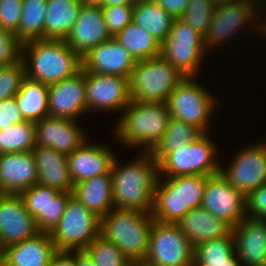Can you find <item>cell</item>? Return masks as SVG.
Masks as SVG:
<instances>
[{"label":"cell","mask_w":266,"mask_h":266,"mask_svg":"<svg viewBox=\"0 0 266 266\" xmlns=\"http://www.w3.org/2000/svg\"><path fill=\"white\" fill-rule=\"evenodd\" d=\"M116 159L111 168L114 208L151 212L159 176L153 154L144 152L122 167Z\"/></svg>","instance_id":"obj_1"},{"label":"cell","mask_w":266,"mask_h":266,"mask_svg":"<svg viewBox=\"0 0 266 266\" xmlns=\"http://www.w3.org/2000/svg\"><path fill=\"white\" fill-rule=\"evenodd\" d=\"M22 61L27 78L47 85L72 77L83 68L82 57L65 40L26 41L22 45Z\"/></svg>","instance_id":"obj_2"},{"label":"cell","mask_w":266,"mask_h":266,"mask_svg":"<svg viewBox=\"0 0 266 266\" xmlns=\"http://www.w3.org/2000/svg\"><path fill=\"white\" fill-rule=\"evenodd\" d=\"M123 111L115 124V138L129 147L141 146L152 152L162 140L171 118L166 102L132 100Z\"/></svg>","instance_id":"obj_3"},{"label":"cell","mask_w":266,"mask_h":266,"mask_svg":"<svg viewBox=\"0 0 266 266\" xmlns=\"http://www.w3.org/2000/svg\"><path fill=\"white\" fill-rule=\"evenodd\" d=\"M158 176L154 190L152 217L164 223H177L192 208L201 207L208 176Z\"/></svg>","instance_id":"obj_4"},{"label":"cell","mask_w":266,"mask_h":266,"mask_svg":"<svg viewBox=\"0 0 266 266\" xmlns=\"http://www.w3.org/2000/svg\"><path fill=\"white\" fill-rule=\"evenodd\" d=\"M153 221L151 212L112 208L101 218L100 235L117 245L130 261H143Z\"/></svg>","instance_id":"obj_5"},{"label":"cell","mask_w":266,"mask_h":266,"mask_svg":"<svg viewBox=\"0 0 266 266\" xmlns=\"http://www.w3.org/2000/svg\"><path fill=\"white\" fill-rule=\"evenodd\" d=\"M208 137V133H203L185 147L174 148V152H151L158 162L159 175L162 173L166 177L210 176L219 173L221 165L216 161L217 149Z\"/></svg>","instance_id":"obj_6"},{"label":"cell","mask_w":266,"mask_h":266,"mask_svg":"<svg viewBox=\"0 0 266 266\" xmlns=\"http://www.w3.org/2000/svg\"><path fill=\"white\" fill-rule=\"evenodd\" d=\"M184 78L161 56L136 61L129 78L131 98L137 102H166Z\"/></svg>","instance_id":"obj_7"},{"label":"cell","mask_w":266,"mask_h":266,"mask_svg":"<svg viewBox=\"0 0 266 266\" xmlns=\"http://www.w3.org/2000/svg\"><path fill=\"white\" fill-rule=\"evenodd\" d=\"M101 218L72 196L49 233L57 251L84 250L100 234Z\"/></svg>","instance_id":"obj_8"},{"label":"cell","mask_w":266,"mask_h":266,"mask_svg":"<svg viewBox=\"0 0 266 266\" xmlns=\"http://www.w3.org/2000/svg\"><path fill=\"white\" fill-rule=\"evenodd\" d=\"M195 82V77H185L170 93L166 104L171 118L193 125L202 133H207L216 100Z\"/></svg>","instance_id":"obj_9"},{"label":"cell","mask_w":266,"mask_h":266,"mask_svg":"<svg viewBox=\"0 0 266 266\" xmlns=\"http://www.w3.org/2000/svg\"><path fill=\"white\" fill-rule=\"evenodd\" d=\"M206 51L203 36L179 18L174 20L169 35L161 43L160 56L185 77L194 78Z\"/></svg>","instance_id":"obj_10"},{"label":"cell","mask_w":266,"mask_h":266,"mask_svg":"<svg viewBox=\"0 0 266 266\" xmlns=\"http://www.w3.org/2000/svg\"><path fill=\"white\" fill-rule=\"evenodd\" d=\"M193 250L177 223L154 220L144 262L151 266H192Z\"/></svg>","instance_id":"obj_11"},{"label":"cell","mask_w":266,"mask_h":266,"mask_svg":"<svg viewBox=\"0 0 266 266\" xmlns=\"http://www.w3.org/2000/svg\"><path fill=\"white\" fill-rule=\"evenodd\" d=\"M259 3L260 0H236L215 7L207 32L203 36L204 48L209 50L213 46H220L227 39L229 41L230 36H235L243 26H249L251 21V26L257 22L259 9L262 8Z\"/></svg>","instance_id":"obj_12"},{"label":"cell","mask_w":266,"mask_h":266,"mask_svg":"<svg viewBox=\"0 0 266 266\" xmlns=\"http://www.w3.org/2000/svg\"><path fill=\"white\" fill-rule=\"evenodd\" d=\"M220 173L244 196L266 184V141L240 149Z\"/></svg>","instance_id":"obj_13"},{"label":"cell","mask_w":266,"mask_h":266,"mask_svg":"<svg viewBox=\"0 0 266 266\" xmlns=\"http://www.w3.org/2000/svg\"><path fill=\"white\" fill-rule=\"evenodd\" d=\"M246 196L231 185L219 172L207 177L201 204L216 218L225 221L232 228L246 216Z\"/></svg>","instance_id":"obj_14"},{"label":"cell","mask_w":266,"mask_h":266,"mask_svg":"<svg viewBox=\"0 0 266 266\" xmlns=\"http://www.w3.org/2000/svg\"><path fill=\"white\" fill-rule=\"evenodd\" d=\"M87 113L91 110L122 111L132 101L129 78L85 72Z\"/></svg>","instance_id":"obj_15"},{"label":"cell","mask_w":266,"mask_h":266,"mask_svg":"<svg viewBox=\"0 0 266 266\" xmlns=\"http://www.w3.org/2000/svg\"><path fill=\"white\" fill-rule=\"evenodd\" d=\"M39 232L35 218L26 209L20 194L0 193V247L33 238Z\"/></svg>","instance_id":"obj_16"},{"label":"cell","mask_w":266,"mask_h":266,"mask_svg":"<svg viewBox=\"0 0 266 266\" xmlns=\"http://www.w3.org/2000/svg\"><path fill=\"white\" fill-rule=\"evenodd\" d=\"M111 38L101 7L96 3H84L65 41L71 49L83 57L92 48Z\"/></svg>","instance_id":"obj_17"},{"label":"cell","mask_w":266,"mask_h":266,"mask_svg":"<svg viewBox=\"0 0 266 266\" xmlns=\"http://www.w3.org/2000/svg\"><path fill=\"white\" fill-rule=\"evenodd\" d=\"M49 86V116L77 120L87 112L85 71Z\"/></svg>","instance_id":"obj_18"},{"label":"cell","mask_w":266,"mask_h":266,"mask_svg":"<svg viewBox=\"0 0 266 266\" xmlns=\"http://www.w3.org/2000/svg\"><path fill=\"white\" fill-rule=\"evenodd\" d=\"M35 125L36 146L50 147L65 155L74 152L87 140L82 128L73 119L46 116Z\"/></svg>","instance_id":"obj_19"},{"label":"cell","mask_w":266,"mask_h":266,"mask_svg":"<svg viewBox=\"0 0 266 266\" xmlns=\"http://www.w3.org/2000/svg\"><path fill=\"white\" fill-rule=\"evenodd\" d=\"M85 72L130 78L136 61L114 37L95 46L82 57Z\"/></svg>","instance_id":"obj_20"},{"label":"cell","mask_w":266,"mask_h":266,"mask_svg":"<svg viewBox=\"0 0 266 266\" xmlns=\"http://www.w3.org/2000/svg\"><path fill=\"white\" fill-rule=\"evenodd\" d=\"M232 233L235 253L243 266H266V220L245 217Z\"/></svg>","instance_id":"obj_21"},{"label":"cell","mask_w":266,"mask_h":266,"mask_svg":"<svg viewBox=\"0 0 266 266\" xmlns=\"http://www.w3.org/2000/svg\"><path fill=\"white\" fill-rule=\"evenodd\" d=\"M37 181L32 151L0 154V193L21 194Z\"/></svg>","instance_id":"obj_22"},{"label":"cell","mask_w":266,"mask_h":266,"mask_svg":"<svg viewBox=\"0 0 266 266\" xmlns=\"http://www.w3.org/2000/svg\"><path fill=\"white\" fill-rule=\"evenodd\" d=\"M87 141L67 155L69 172L74 185L100 174H111L116 158L108 146L92 145Z\"/></svg>","instance_id":"obj_23"},{"label":"cell","mask_w":266,"mask_h":266,"mask_svg":"<svg viewBox=\"0 0 266 266\" xmlns=\"http://www.w3.org/2000/svg\"><path fill=\"white\" fill-rule=\"evenodd\" d=\"M57 252L49 233L40 232L31 239L2 250V266H49Z\"/></svg>","instance_id":"obj_24"},{"label":"cell","mask_w":266,"mask_h":266,"mask_svg":"<svg viewBox=\"0 0 266 266\" xmlns=\"http://www.w3.org/2000/svg\"><path fill=\"white\" fill-rule=\"evenodd\" d=\"M32 153L38 173L37 183L61 192L72 193L74 184L69 172L67 155L45 146H35Z\"/></svg>","instance_id":"obj_25"},{"label":"cell","mask_w":266,"mask_h":266,"mask_svg":"<svg viewBox=\"0 0 266 266\" xmlns=\"http://www.w3.org/2000/svg\"><path fill=\"white\" fill-rule=\"evenodd\" d=\"M177 225L193 247L207 240L223 238L232 232L229 224L203 207L192 208Z\"/></svg>","instance_id":"obj_26"},{"label":"cell","mask_w":266,"mask_h":266,"mask_svg":"<svg viewBox=\"0 0 266 266\" xmlns=\"http://www.w3.org/2000/svg\"><path fill=\"white\" fill-rule=\"evenodd\" d=\"M72 195L102 218L114 208L111 174H100L76 183Z\"/></svg>","instance_id":"obj_27"},{"label":"cell","mask_w":266,"mask_h":266,"mask_svg":"<svg viewBox=\"0 0 266 266\" xmlns=\"http://www.w3.org/2000/svg\"><path fill=\"white\" fill-rule=\"evenodd\" d=\"M83 3L77 0H48L45 14V39L65 40Z\"/></svg>","instance_id":"obj_28"},{"label":"cell","mask_w":266,"mask_h":266,"mask_svg":"<svg viewBox=\"0 0 266 266\" xmlns=\"http://www.w3.org/2000/svg\"><path fill=\"white\" fill-rule=\"evenodd\" d=\"M49 86L40 81L25 77L17 94L14 96L25 121L39 122L49 116Z\"/></svg>","instance_id":"obj_29"},{"label":"cell","mask_w":266,"mask_h":266,"mask_svg":"<svg viewBox=\"0 0 266 266\" xmlns=\"http://www.w3.org/2000/svg\"><path fill=\"white\" fill-rule=\"evenodd\" d=\"M173 18L155 0L136 2L133 9V22L162 43L172 28Z\"/></svg>","instance_id":"obj_30"},{"label":"cell","mask_w":266,"mask_h":266,"mask_svg":"<svg viewBox=\"0 0 266 266\" xmlns=\"http://www.w3.org/2000/svg\"><path fill=\"white\" fill-rule=\"evenodd\" d=\"M114 39L130 53L135 61L159 57L161 54V43L133 21L117 33Z\"/></svg>","instance_id":"obj_31"},{"label":"cell","mask_w":266,"mask_h":266,"mask_svg":"<svg viewBox=\"0 0 266 266\" xmlns=\"http://www.w3.org/2000/svg\"><path fill=\"white\" fill-rule=\"evenodd\" d=\"M48 0H23L18 38L24 43L45 39V14Z\"/></svg>","instance_id":"obj_32"},{"label":"cell","mask_w":266,"mask_h":266,"mask_svg":"<svg viewBox=\"0 0 266 266\" xmlns=\"http://www.w3.org/2000/svg\"><path fill=\"white\" fill-rule=\"evenodd\" d=\"M36 146V125L24 121L0 130V154L29 152Z\"/></svg>","instance_id":"obj_33"},{"label":"cell","mask_w":266,"mask_h":266,"mask_svg":"<svg viewBox=\"0 0 266 266\" xmlns=\"http://www.w3.org/2000/svg\"><path fill=\"white\" fill-rule=\"evenodd\" d=\"M203 133L195 126L170 118L160 143L152 152H174V148L185 147Z\"/></svg>","instance_id":"obj_34"},{"label":"cell","mask_w":266,"mask_h":266,"mask_svg":"<svg viewBox=\"0 0 266 266\" xmlns=\"http://www.w3.org/2000/svg\"><path fill=\"white\" fill-rule=\"evenodd\" d=\"M72 193L47 187V205L44 212L35 218L39 232L50 233L59 223Z\"/></svg>","instance_id":"obj_35"},{"label":"cell","mask_w":266,"mask_h":266,"mask_svg":"<svg viewBox=\"0 0 266 266\" xmlns=\"http://www.w3.org/2000/svg\"><path fill=\"white\" fill-rule=\"evenodd\" d=\"M84 251L96 266H130L131 264V261L117 245L100 234Z\"/></svg>","instance_id":"obj_36"},{"label":"cell","mask_w":266,"mask_h":266,"mask_svg":"<svg viewBox=\"0 0 266 266\" xmlns=\"http://www.w3.org/2000/svg\"><path fill=\"white\" fill-rule=\"evenodd\" d=\"M193 260H225L235 254L234 237L231 232L223 238H216L197 244Z\"/></svg>","instance_id":"obj_37"},{"label":"cell","mask_w":266,"mask_h":266,"mask_svg":"<svg viewBox=\"0 0 266 266\" xmlns=\"http://www.w3.org/2000/svg\"><path fill=\"white\" fill-rule=\"evenodd\" d=\"M215 6L211 0H189L181 20L189 24L201 36L207 32Z\"/></svg>","instance_id":"obj_38"},{"label":"cell","mask_w":266,"mask_h":266,"mask_svg":"<svg viewBox=\"0 0 266 266\" xmlns=\"http://www.w3.org/2000/svg\"><path fill=\"white\" fill-rule=\"evenodd\" d=\"M26 77L23 61L0 67V101L14 97Z\"/></svg>","instance_id":"obj_39"},{"label":"cell","mask_w":266,"mask_h":266,"mask_svg":"<svg viewBox=\"0 0 266 266\" xmlns=\"http://www.w3.org/2000/svg\"><path fill=\"white\" fill-rule=\"evenodd\" d=\"M101 9L108 32L112 37L133 21L134 5L103 6Z\"/></svg>","instance_id":"obj_40"},{"label":"cell","mask_w":266,"mask_h":266,"mask_svg":"<svg viewBox=\"0 0 266 266\" xmlns=\"http://www.w3.org/2000/svg\"><path fill=\"white\" fill-rule=\"evenodd\" d=\"M22 45L15 33L0 27V67L21 61Z\"/></svg>","instance_id":"obj_41"},{"label":"cell","mask_w":266,"mask_h":266,"mask_svg":"<svg viewBox=\"0 0 266 266\" xmlns=\"http://www.w3.org/2000/svg\"><path fill=\"white\" fill-rule=\"evenodd\" d=\"M23 0L0 1V27L13 32L18 37Z\"/></svg>","instance_id":"obj_42"},{"label":"cell","mask_w":266,"mask_h":266,"mask_svg":"<svg viewBox=\"0 0 266 266\" xmlns=\"http://www.w3.org/2000/svg\"><path fill=\"white\" fill-rule=\"evenodd\" d=\"M28 212L36 218L40 212H44L47 205V186L36 183L25 189L21 194Z\"/></svg>","instance_id":"obj_43"},{"label":"cell","mask_w":266,"mask_h":266,"mask_svg":"<svg viewBox=\"0 0 266 266\" xmlns=\"http://www.w3.org/2000/svg\"><path fill=\"white\" fill-rule=\"evenodd\" d=\"M245 212L246 217L266 220V184L246 196Z\"/></svg>","instance_id":"obj_44"},{"label":"cell","mask_w":266,"mask_h":266,"mask_svg":"<svg viewBox=\"0 0 266 266\" xmlns=\"http://www.w3.org/2000/svg\"><path fill=\"white\" fill-rule=\"evenodd\" d=\"M24 121L14 97L0 101V130Z\"/></svg>","instance_id":"obj_45"},{"label":"cell","mask_w":266,"mask_h":266,"mask_svg":"<svg viewBox=\"0 0 266 266\" xmlns=\"http://www.w3.org/2000/svg\"><path fill=\"white\" fill-rule=\"evenodd\" d=\"M173 18L179 19L183 15L189 0H155Z\"/></svg>","instance_id":"obj_46"},{"label":"cell","mask_w":266,"mask_h":266,"mask_svg":"<svg viewBox=\"0 0 266 266\" xmlns=\"http://www.w3.org/2000/svg\"><path fill=\"white\" fill-rule=\"evenodd\" d=\"M192 266H243L239 263L236 253L225 260H193Z\"/></svg>","instance_id":"obj_47"},{"label":"cell","mask_w":266,"mask_h":266,"mask_svg":"<svg viewBox=\"0 0 266 266\" xmlns=\"http://www.w3.org/2000/svg\"><path fill=\"white\" fill-rule=\"evenodd\" d=\"M49 266H76V262L69 251H57Z\"/></svg>","instance_id":"obj_48"},{"label":"cell","mask_w":266,"mask_h":266,"mask_svg":"<svg viewBox=\"0 0 266 266\" xmlns=\"http://www.w3.org/2000/svg\"><path fill=\"white\" fill-rule=\"evenodd\" d=\"M69 252L74 256L76 266H96L84 250Z\"/></svg>","instance_id":"obj_49"},{"label":"cell","mask_w":266,"mask_h":266,"mask_svg":"<svg viewBox=\"0 0 266 266\" xmlns=\"http://www.w3.org/2000/svg\"><path fill=\"white\" fill-rule=\"evenodd\" d=\"M100 7L113 5H135V0H95Z\"/></svg>","instance_id":"obj_50"},{"label":"cell","mask_w":266,"mask_h":266,"mask_svg":"<svg viewBox=\"0 0 266 266\" xmlns=\"http://www.w3.org/2000/svg\"><path fill=\"white\" fill-rule=\"evenodd\" d=\"M215 7L235 2L236 0H211Z\"/></svg>","instance_id":"obj_51"},{"label":"cell","mask_w":266,"mask_h":266,"mask_svg":"<svg viewBox=\"0 0 266 266\" xmlns=\"http://www.w3.org/2000/svg\"><path fill=\"white\" fill-rule=\"evenodd\" d=\"M255 29L256 31L258 32L259 30V33H263L266 35V20L262 22V24H258L257 26H255ZM258 29V30H257Z\"/></svg>","instance_id":"obj_52"},{"label":"cell","mask_w":266,"mask_h":266,"mask_svg":"<svg viewBox=\"0 0 266 266\" xmlns=\"http://www.w3.org/2000/svg\"><path fill=\"white\" fill-rule=\"evenodd\" d=\"M130 266H151L144 261H131Z\"/></svg>","instance_id":"obj_53"},{"label":"cell","mask_w":266,"mask_h":266,"mask_svg":"<svg viewBox=\"0 0 266 266\" xmlns=\"http://www.w3.org/2000/svg\"><path fill=\"white\" fill-rule=\"evenodd\" d=\"M77 1H79V2H81V3H95V0H77Z\"/></svg>","instance_id":"obj_54"},{"label":"cell","mask_w":266,"mask_h":266,"mask_svg":"<svg viewBox=\"0 0 266 266\" xmlns=\"http://www.w3.org/2000/svg\"><path fill=\"white\" fill-rule=\"evenodd\" d=\"M153 1V0H135V2Z\"/></svg>","instance_id":"obj_55"}]
</instances>
